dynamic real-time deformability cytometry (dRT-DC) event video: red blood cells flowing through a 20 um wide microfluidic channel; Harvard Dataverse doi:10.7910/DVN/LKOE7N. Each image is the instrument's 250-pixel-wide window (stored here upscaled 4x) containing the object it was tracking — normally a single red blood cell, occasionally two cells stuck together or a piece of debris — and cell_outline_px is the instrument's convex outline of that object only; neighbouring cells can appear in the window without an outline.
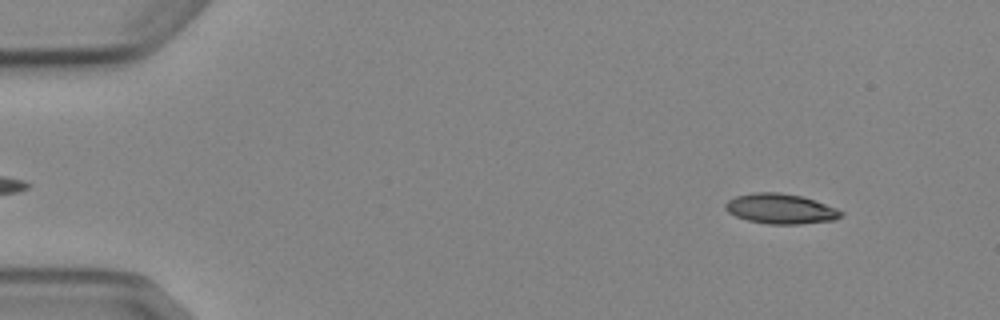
{"species": "Egyptian fruit bat (a non-hibernating species)", "species_latin": "Rousettus aegyptiacus", "temperature_condition": "cold", "stored_images_in_passage": 4, "camera_frame_rate_fps": 3000, "um_per_image_px": 0.085, "animal": {"sex": "female"}, "frame": {"image": 1, "passage_image": 1, "time_ms": 0.0, "image_size_px": [1000, 320], "cell_outline_px": [[844, 216], [836, 220], [800, 224], [768, 224], [748, 220], [736, 216], [728, 212], [724, 208], [724, 204], [728, 200], [736, 196], [752, 192], [780, 192], [800, 196], [836, 208], [844, 212]], "centroid_in_image_um": [66.35, 17.75], "position_along_channel_um": 18.7, "area_um2": 20.29}}
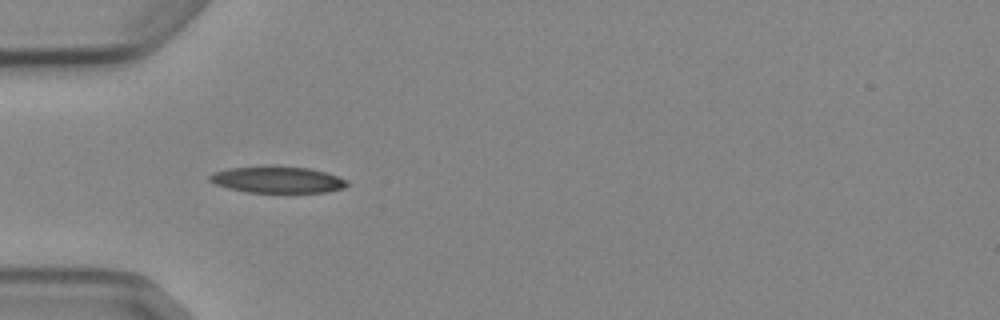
{"frame": {"image": 2, "passage_image": 4, "time_ms": 3.667, "image_size_px": [1000, 320], "cell_outline_px": [[348, 184], [344, 188], [328, 192], [248, 192], [228, 188], [216, 184], [208, 180], [208, 176], [212, 172], [228, 168], [308, 168], [324, 172], [348, 180]], "centroid_in_image_um": [23.58, 15.31], "position_along_channel_um": 61.4, "area_um2": 20.46}}